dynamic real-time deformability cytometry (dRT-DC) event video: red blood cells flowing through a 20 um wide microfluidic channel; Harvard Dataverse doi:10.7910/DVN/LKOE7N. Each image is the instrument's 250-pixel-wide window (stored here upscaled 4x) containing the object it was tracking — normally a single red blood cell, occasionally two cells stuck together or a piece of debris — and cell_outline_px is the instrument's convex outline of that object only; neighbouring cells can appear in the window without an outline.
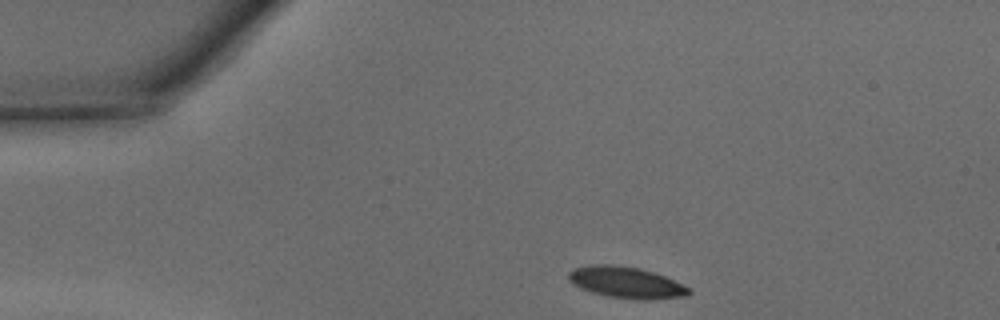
{"species": "common noctule bat (a hibernating species)", "species_latin": "Nyctalus noctula", "temperature_condition": "warm", "stored_images_in_passage": 29, "camera_frame_rate_fps": 3000, "um_per_image_px": 0.085, "animal": {"sex": "male", "body_mass_g": 15.6}, "frame": {"image": 1, "passage_image": 1, "time_ms": 0.0, "image_size_px": [1000, 320], "cell_outline_px": [[692, 292], [688, 296], [648, 300], [640, 300], [608, 296], [592, 292], [580, 288], [572, 284], [568, 280], [568, 272], [572, 268], [592, 264], [608, 264], [640, 268], [664, 276], [692, 288]], "centroid_in_image_um": [53.23, 24.01], "position_along_channel_um": 31.8, "area_um2": 22.2}}
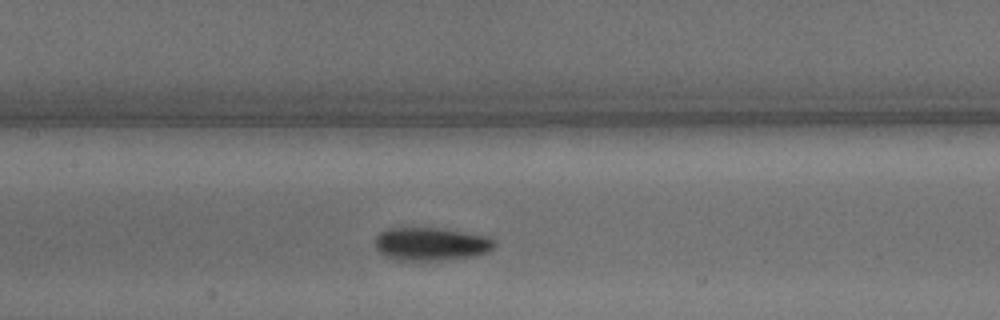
{"frame": {"image": 2, "passage_image": 14, "time_ms": 4.333, "image_size_px": [1000, 320], "cell_outline_px": [[496, 244], [488, 252], [472, 256], [428, 260], [400, 260], [384, 256], [376, 248], [376, 236], [380, 232], [388, 228], [440, 228], [492, 236], [496, 240]], "centroid_in_image_um": [36.67, 20.72], "position_along_channel_um": 170.7, "area_um2": 22.95}}
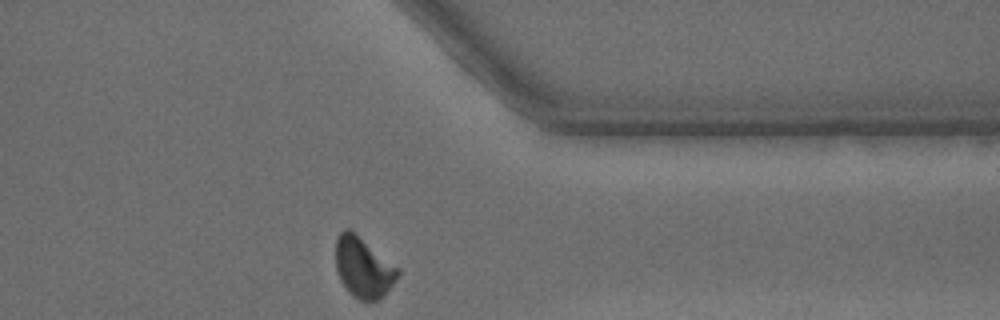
{"frame": {"image": 3, "passage_image": 29, "time_ms": 9.333, "image_size_px": [1000, 320], "cell_outline_px": [[400, 272], [396, 280], [376, 300], [360, 300], [352, 296], [348, 292], [340, 280], [336, 268], [336, 240], [340, 232], [344, 228], [348, 228], [400, 268]], "centroid_in_image_um": [30.86, 22.72], "position_along_channel_um": 380.5, "area_um2": 21.5}, "authors_computed_cell_mechanics": {"area_um2": 22.5998, "velocity_mm_per_s": 4.3516, "shape_relaxation_time_tau1_ms": 2.8421, "shape_relaxation_time_tau2_ms": 6.627, "deformation_change_tau1": 0.1239, "deformation_change_tau2": 0.1071}}